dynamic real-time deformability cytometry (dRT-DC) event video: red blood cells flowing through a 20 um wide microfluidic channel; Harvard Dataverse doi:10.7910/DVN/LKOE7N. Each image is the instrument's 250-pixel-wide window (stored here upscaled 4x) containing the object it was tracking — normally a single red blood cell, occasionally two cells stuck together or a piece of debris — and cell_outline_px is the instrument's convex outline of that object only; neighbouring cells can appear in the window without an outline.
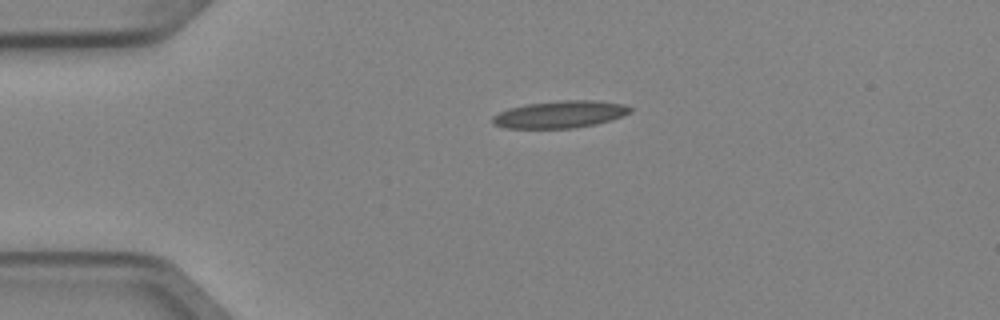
{"species": "Egyptian fruit bat (a non-hibernating species)", "species_latin": "Rousettus aegyptiacus", "temperature_condition": "cold", "stored_images_in_passage": 2, "camera_frame_rate_fps": 3000, "um_per_image_px": 0.085, "animal": {"sex": "female"}, "frame": {"image": 1, "passage_image": 1, "time_ms": 0.0, "image_size_px": [1000, 320], "cell_outline_px": [[632, 112], [596, 124], [572, 128], [504, 128], [492, 124], [492, 116], [508, 108], [528, 104], [564, 100], [596, 100], [624, 104], [632, 108]], "centroid_in_image_um": [47.58, 9.72], "position_along_channel_um": 37.4, "area_um2": 21.68}}